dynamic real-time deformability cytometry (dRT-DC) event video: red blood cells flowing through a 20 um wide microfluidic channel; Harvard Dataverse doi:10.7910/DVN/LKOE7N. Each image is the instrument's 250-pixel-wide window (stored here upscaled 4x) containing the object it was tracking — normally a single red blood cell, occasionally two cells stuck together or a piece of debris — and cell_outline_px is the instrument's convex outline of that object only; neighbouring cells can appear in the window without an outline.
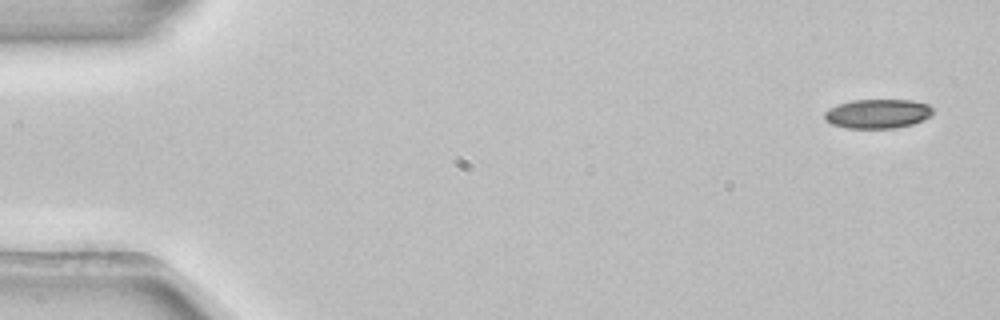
{"species": "common noctule bat (a hibernating species)", "species_latin": "Nyctalus noctula", "temperature_condition": "room temperature", "stored_images_in_passage": 4, "segment_of_instrument_passage": [2, 2], "camera_frame_rate_fps": 3000, "um_per_image_px": 0.085, "animal": {"sex": "female", "body_mass_g": 22.7, "forearm_length_mm": 54.2}, "frame": {"image": 1, "passage_image": 4, "time_ms": 1.0, "image_size_px": [1000, 320], "cell_outline_px": [[932, 112], [928, 116], [912, 124], [892, 128], [848, 128], [832, 124], [824, 120], [824, 112], [828, 108], [852, 100], [912, 100], [928, 104], [932, 108]], "centroid_in_image_um": [74.55, 9.66], "position_along_channel_um": 10.5, "area_um2": 18.26}}